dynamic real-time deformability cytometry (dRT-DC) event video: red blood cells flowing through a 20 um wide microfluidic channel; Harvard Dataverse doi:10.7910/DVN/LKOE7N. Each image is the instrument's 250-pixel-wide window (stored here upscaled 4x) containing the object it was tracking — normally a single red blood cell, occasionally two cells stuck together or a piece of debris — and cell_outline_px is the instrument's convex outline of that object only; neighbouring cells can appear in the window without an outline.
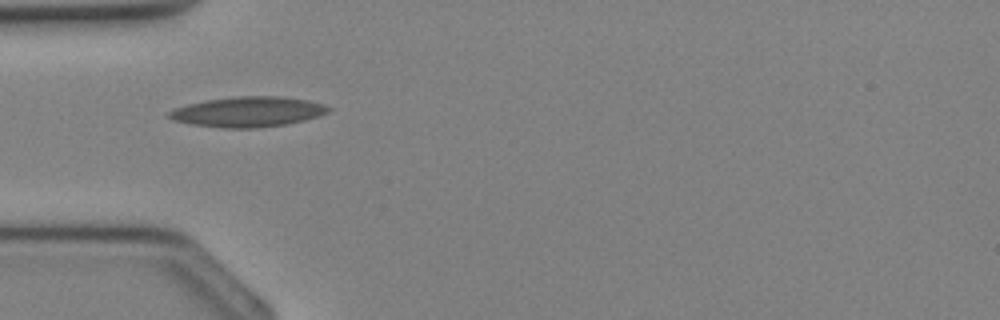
{"species": "Egyptian fruit bat (a non-hibernating species)", "species_latin": "Rousettus aegyptiacus", "temperature_condition": "cold", "stored_images_in_passage": 21, "camera_frame_rate_fps": 3000, "um_per_image_px": 0.085, "animal": {"sex": "female"}, "frame": {"image": 1, "passage_image": 1, "time_ms": 0.0, "image_size_px": [1000, 320], "cell_outline_px": [[332, 108], [328, 112], [320, 116], [304, 120], [284, 124], [256, 128], [220, 128], [188, 124], [172, 120], [168, 116], [168, 112], [172, 108], [188, 104], [208, 100], [236, 96], [280, 96], [308, 100], [324, 104]], "centroid_in_image_um": [21.05, 9.51], "position_along_channel_um": 63.9, "area_um2": 28.21}}
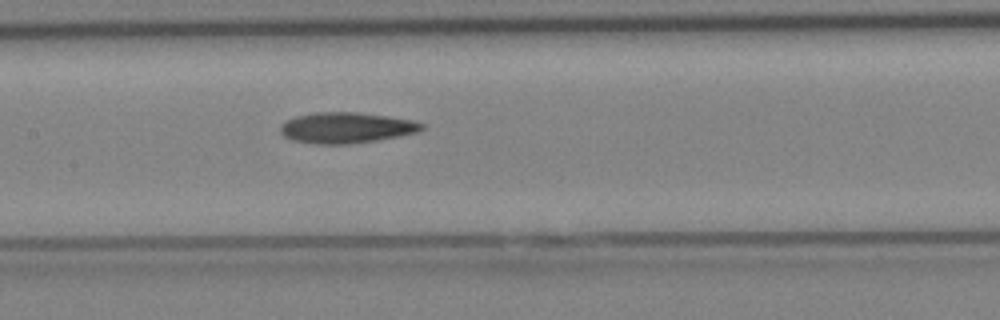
{"frame": {"image": 2, "passage_image": 7, "time_ms": 2.0, "image_size_px": [1000, 320], "cell_outline_px": [[424, 128], [416, 132], [376, 140], [348, 144], [316, 144], [292, 140], [284, 136], [280, 132], [280, 124], [296, 116], [316, 112], [360, 112], [388, 116], [412, 120], [424, 124]], "centroid_in_image_um": [29.4, 10.85], "position_along_channel_um": 178.0, "area_um2": 25.26}}
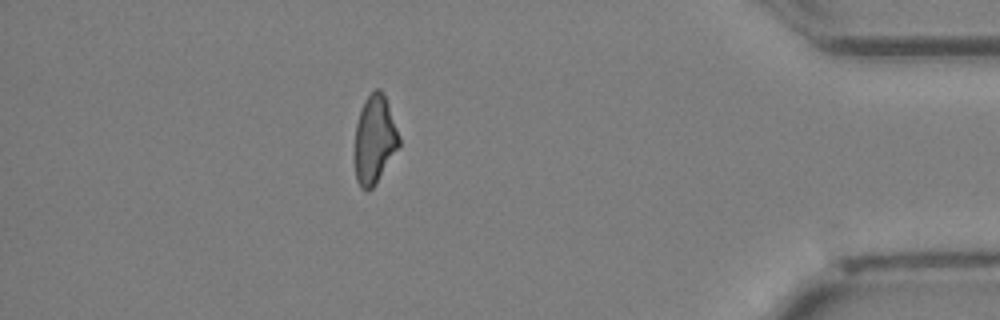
{"frame": {"image": 3, "passage_image": 21, "time_ms": 6.667, "image_size_px": [1000, 320], "cell_outline_px": [[400, 144], [376, 184], [372, 188], [360, 188], [356, 180], [356, 124], [360, 108], [364, 100], [376, 88], [380, 88], [388, 104], [400, 136]], "centroid_in_image_um": [31.85, 11.84], "position_along_channel_um": 403.4, "area_um2": 22.43}}